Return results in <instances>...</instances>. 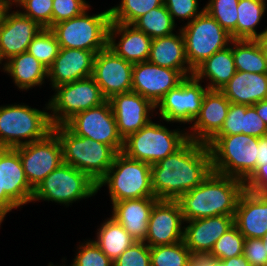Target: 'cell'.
I'll return each mask as SVG.
<instances>
[{"instance_id": "836d02e7", "label": "cell", "mask_w": 267, "mask_h": 266, "mask_svg": "<svg viewBox=\"0 0 267 266\" xmlns=\"http://www.w3.org/2000/svg\"><path fill=\"white\" fill-rule=\"evenodd\" d=\"M132 25L151 39L171 35L177 27L164 4L142 15Z\"/></svg>"}, {"instance_id": "7dc6e473", "label": "cell", "mask_w": 267, "mask_h": 266, "mask_svg": "<svg viewBox=\"0 0 267 266\" xmlns=\"http://www.w3.org/2000/svg\"><path fill=\"white\" fill-rule=\"evenodd\" d=\"M242 134L257 138L267 135V124L258 116L253 105H249L244 113V130Z\"/></svg>"}, {"instance_id": "9a60e30c", "label": "cell", "mask_w": 267, "mask_h": 266, "mask_svg": "<svg viewBox=\"0 0 267 266\" xmlns=\"http://www.w3.org/2000/svg\"><path fill=\"white\" fill-rule=\"evenodd\" d=\"M133 66L108 46L96 53L92 77L107 100L132 91Z\"/></svg>"}, {"instance_id": "d590c367", "label": "cell", "mask_w": 267, "mask_h": 266, "mask_svg": "<svg viewBox=\"0 0 267 266\" xmlns=\"http://www.w3.org/2000/svg\"><path fill=\"white\" fill-rule=\"evenodd\" d=\"M59 49L53 31L50 28H42L29 44L27 52L48 69L58 56Z\"/></svg>"}, {"instance_id": "277c9868", "label": "cell", "mask_w": 267, "mask_h": 266, "mask_svg": "<svg viewBox=\"0 0 267 266\" xmlns=\"http://www.w3.org/2000/svg\"><path fill=\"white\" fill-rule=\"evenodd\" d=\"M44 109L41 111L24 103L0 106V148H16L36 142L52 132L47 112L49 103Z\"/></svg>"}, {"instance_id": "ee69618b", "label": "cell", "mask_w": 267, "mask_h": 266, "mask_svg": "<svg viewBox=\"0 0 267 266\" xmlns=\"http://www.w3.org/2000/svg\"><path fill=\"white\" fill-rule=\"evenodd\" d=\"M163 1L174 22V18L177 17L179 19H183L182 21L187 20V23H189L204 11V7L199 11L200 8L198 0Z\"/></svg>"}, {"instance_id": "d6a6232c", "label": "cell", "mask_w": 267, "mask_h": 266, "mask_svg": "<svg viewBox=\"0 0 267 266\" xmlns=\"http://www.w3.org/2000/svg\"><path fill=\"white\" fill-rule=\"evenodd\" d=\"M236 71L267 73V60L256 40H232Z\"/></svg>"}, {"instance_id": "3957f363", "label": "cell", "mask_w": 267, "mask_h": 266, "mask_svg": "<svg viewBox=\"0 0 267 266\" xmlns=\"http://www.w3.org/2000/svg\"><path fill=\"white\" fill-rule=\"evenodd\" d=\"M212 171L244 182L257 169L259 138L245 135L214 136L206 144Z\"/></svg>"}, {"instance_id": "f546056e", "label": "cell", "mask_w": 267, "mask_h": 266, "mask_svg": "<svg viewBox=\"0 0 267 266\" xmlns=\"http://www.w3.org/2000/svg\"><path fill=\"white\" fill-rule=\"evenodd\" d=\"M3 70L12 77L15 86L23 91L43 85L48 69L33 55L24 52L4 62Z\"/></svg>"}, {"instance_id": "7402d4cb", "label": "cell", "mask_w": 267, "mask_h": 266, "mask_svg": "<svg viewBox=\"0 0 267 266\" xmlns=\"http://www.w3.org/2000/svg\"><path fill=\"white\" fill-rule=\"evenodd\" d=\"M151 43L152 39L134 25L110 22L108 47L126 61L132 64L148 61Z\"/></svg>"}, {"instance_id": "9f6ffc18", "label": "cell", "mask_w": 267, "mask_h": 266, "mask_svg": "<svg viewBox=\"0 0 267 266\" xmlns=\"http://www.w3.org/2000/svg\"><path fill=\"white\" fill-rule=\"evenodd\" d=\"M8 7L9 5L6 3L5 0H0V22L2 21L3 15Z\"/></svg>"}, {"instance_id": "4dcf8cb0", "label": "cell", "mask_w": 267, "mask_h": 266, "mask_svg": "<svg viewBox=\"0 0 267 266\" xmlns=\"http://www.w3.org/2000/svg\"><path fill=\"white\" fill-rule=\"evenodd\" d=\"M97 230V238L93 241L112 261L136 242V239L112 217L107 218Z\"/></svg>"}, {"instance_id": "5bb4252c", "label": "cell", "mask_w": 267, "mask_h": 266, "mask_svg": "<svg viewBox=\"0 0 267 266\" xmlns=\"http://www.w3.org/2000/svg\"><path fill=\"white\" fill-rule=\"evenodd\" d=\"M15 149L19 153L27 181L33 189L63 164L62 145L53 131L42 140Z\"/></svg>"}, {"instance_id": "7bdbcfd3", "label": "cell", "mask_w": 267, "mask_h": 266, "mask_svg": "<svg viewBox=\"0 0 267 266\" xmlns=\"http://www.w3.org/2000/svg\"><path fill=\"white\" fill-rule=\"evenodd\" d=\"M52 6L53 26L80 15L90 4L86 0H53Z\"/></svg>"}, {"instance_id": "cb8c5ba5", "label": "cell", "mask_w": 267, "mask_h": 266, "mask_svg": "<svg viewBox=\"0 0 267 266\" xmlns=\"http://www.w3.org/2000/svg\"><path fill=\"white\" fill-rule=\"evenodd\" d=\"M184 224L186 247L192 252H211L215 242L234 225V215L194 219Z\"/></svg>"}, {"instance_id": "ab89813d", "label": "cell", "mask_w": 267, "mask_h": 266, "mask_svg": "<svg viewBox=\"0 0 267 266\" xmlns=\"http://www.w3.org/2000/svg\"><path fill=\"white\" fill-rule=\"evenodd\" d=\"M53 0H20L16 7L23 9V15L36 21L43 28L52 27Z\"/></svg>"}, {"instance_id": "ac0fdd59", "label": "cell", "mask_w": 267, "mask_h": 266, "mask_svg": "<svg viewBox=\"0 0 267 266\" xmlns=\"http://www.w3.org/2000/svg\"><path fill=\"white\" fill-rule=\"evenodd\" d=\"M9 6L0 22V62L27 52L28 46L43 28L36 21L23 15L20 10L10 11Z\"/></svg>"}, {"instance_id": "83f0119b", "label": "cell", "mask_w": 267, "mask_h": 266, "mask_svg": "<svg viewBox=\"0 0 267 266\" xmlns=\"http://www.w3.org/2000/svg\"><path fill=\"white\" fill-rule=\"evenodd\" d=\"M220 91L230 103L254 105L267 99V73L236 71Z\"/></svg>"}, {"instance_id": "e0dca14e", "label": "cell", "mask_w": 267, "mask_h": 266, "mask_svg": "<svg viewBox=\"0 0 267 266\" xmlns=\"http://www.w3.org/2000/svg\"><path fill=\"white\" fill-rule=\"evenodd\" d=\"M183 224V214L176 200H158L151 211L144 242L150 247L178 243L184 238Z\"/></svg>"}, {"instance_id": "5b68a950", "label": "cell", "mask_w": 267, "mask_h": 266, "mask_svg": "<svg viewBox=\"0 0 267 266\" xmlns=\"http://www.w3.org/2000/svg\"><path fill=\"white\" fill-rule=\"evenodd\" d=\"M52 131L62 145L63 163L87 174L98 183L110 169L117 154L110 146L74 134L65 124Z\"/></svg>"}, {"instance_id": "1f68e13d", "label": "cell", "mask_w": 267, "mask_h": 266, "mask_svg": "<svg viewBox=\"0 0 267 266\" xmlns=\"http://www.w3.org/2000/svg\"><path fill=\"white\" fill-rule=\"evenodd\" d=\"M267 4L259 0H239L237 6L236 40H256L261 32H257L267 9Z\"/></svg>"}, {"instance_id": "4fadbf2b", "label": "cell", "mask_w": 267, "mask_h": 266, "mask_svg": "<svg viewBox=\"0 0 267 266\" xmlns=\"http://www.w3.org/2000/svg\"><path fill=\"white\" fill-rule=\"evenodd\" d=\"M208 88L201 85L193 75L186 77L171 89L156 105L161 120L165 122L193 123L199 115L204 94Z\"/></svg>"}, {"instance_id": "f5cc1de1", "label": "cell", "mask_w": 267, "mask_h": 266, "mask_svg": "<svg viewBox=\"0 0 267 266\" xmlns=\"http://www.w3.org/2000/svg\"><path fill=\"white\" fill-rule=\"evenodd\" d=\"M219 266H251L244 255L219 261Z\"/></svg>"}, {"instance_id": "8992f818", "label": "cell", "mask_w": 267, "mask_h": 266, "mask_svg": "<svg viewBox=\"0 0 267 266\" xmlns=\"http://www.w3.org/2000/svg\"><path fill=\"white\" fill-rule=\"evenodd\" d=\"M111 203L123 200L156 198L151 186V165L117 153L106 175L97 183V191L106 186Z\"/></svg>"}, {"instance_id": "816d5d0a", "label": "cell", "mask_w": 267, "mask_h": 266, "mask_svg": "<svg viewBox=\"0 0 267 266\" xmlns=\"http://www.w3.org/2000/svg\"><path fill=\"white\" fill-rule=\"evenodd\" d=\"M267 164V135L259 138L257 167Z\"/></svg>"}, {"instance_id": "e575fe53", "label": "cell", "mask_w": 267, "mask_h": 266, "mask_svg": "<svg viewBox=\"0 0 267 266\" xmlns=\"http://www.w3.org/2000/svg\"><path fill=\"white\" fill-rule=\"evenodd\" d=\"M164 4L163 0H121L109 8L111 22L133 24L139 17Z\"/></svg>"}, {"instance_id": "91938a15", "label": "cell", "mask_w": 267, "mask_h": 266, "mask_svg": "<svg viewBox=\"0 0 267 266\" xmlns=\"http://www.w3.org/2000/svg\"><path fill=\"white\" fill-rule=\"evenodd\" d=\"M48 266H55L52 262H50L49 263V265ZM57 266V265H56ZM59 266V265H58ZM61 266H63V265H61ZM65 266V265H64ZM69 266V265H68ZM71 266V265H70Z\"/></svg>"}, {"instance_id": "d6986e66", "label": "cell", "mask_w": 267, "mask_h": 266, "mask_svg": "<svg viewBox=\"0 0 267 266\" xmlns=\"http://www.w3.org/2000/svg\"><path fill=\"white\" fill-rule=\"evenodd\" d=\"M108 101L123 140L152 121L150 115L156 110L150 100L132 91L113 95Z\"/></svg>"}, {"instance_id": "d4e9b609", "label": "cell", "mask_w": 267, "mask_h": 266, "mask_svg": "<svg viewBox=\"0 0 267 266\" xmlns=\"http://www.w3.org/2000/svg\"><path fill=\"white\" fill-rule=\"evenodd\" d=\"M234 225L248 238H263L267 233V198L244 190L234 214Z\"/></svg>"}, {"instance_id": "9c48e42d", "label": "cell", "mask_w": 267, "mask_h": 266, "mask_svg": "<svg viewBox=\"0 0 267 266\" xmlns=\"http://www.w3.org/2000/svg\"><path fill=\"white\" fill-rule=\"evenodd\" d=\"M97 193V183L87 174L63 163L34 189L32 202L54 201L67 207Z\"/></svg>"}, {"instance_id": "7a4b0ae2", "label": "cell", "mask_w": 267, "mask_h": 266, "mask_svg": "<svg viewBox=\"0 0 267 266\" xmlns=\"http://www.w3.org/2000/svg\"><path fill=\"white\" fill-rule=\"evenodd\" d=\"M244 181L212 171L201 184L176 201L185 221L219 215H234Z\"/></svg>"}, {"instance_id": "11a10c76", "label": "cell", "mask_w": 267, "mask_h": 266, "mask_svg": "<svg viewBox=\"0 0 267 266\" xmlns=\"http://www.w3.org/2000/svg\"><path fill=\"white\" fill-rule=\"evenodd\" d=\"M256 41L259 44L265 59L267 60V27L263 30L261 35H259Z\"/></svg>"}, {"instance_id": "52a82bcc", "label": "cell", "mask_w": 267, "mask_h": 266, "mask_svg": "<svg viewBox=\"0 0 267 266\" xmlns=\"http://www.w3.org/2000/svg\"><path fill=\"white\" fill-rule=\"evenodd\" d=\"M89 8L90 6L80 15L50 28L56 35L60 48L90 50L96 54L108 46L110 10L89 15Z\"/></svg>"}, {"instance_id": "44dd1931", "label": "cell", "mask_w": 267, "mask_h": 266, "mask_svg": "<svg viewBox=\"0 0 267 266\" xmlns=\"http://www.w3.org/2000/svg\"><path fill=\"white\" fill-rule=\"evenodd\" d=\"M95 53L90 50L60 48L47 70L52 90L60 85L91 77Z\"/></svg>"}, {"instance_id": "6f0895ef", "label": "cell", "mask_w": 267, "mask_h": 266, "mask_svg": "<svg viewBox=\"0 0 267 266\" xmlns=\"http://www.w3.org/2000/svg\"><path fill=\"white\" fill-rule=\"evenodd\" d=\"M6 1V3L9 5V6H13L14 5V3L16 4L18 1H20V0H5Z\"/></svg>"}, {"instance_id": "6da1fadb", "label": "cell", "mask_w": 267, "mask_h": 266, "mask_svg": "<svg viewBox=\"0 0 267 266\" xmlns=\"http://www.w3.org/2000/svg\"><path fill=\"white\" fill-rule=\"evenodd\" d=\"M212 172L211 152L205 143L188 139L178 150L151 165V186L158 200H177Z\"/></svg>"}, {"instance_id": "4316f807", "label": "cell", "mask_w": 267, "mask_h": 266, "mask_svg": "<svg viewBox=\"0 0 267 266\" xmlns=\"http://www.w3.org/2000/svg\"><path fill=\"white\" fill-rule=\"evenodd\" d=\"M173 33L168 36L152 39L148 61L157 66L179 70L185 77L193 75L189 67L183 35Z\"/></svg>"}, {"instance_id": "bcb514c9", "label": "cell", "mask_w": 267, "mask_h": 266, "mask_svg": "<svg viewBox=\"0 0 267 266\" xmlns=\"http://www.w3.org/2000/svg\"><path fill=\"white\" fill-rule=\"evenodd\" d=\"M243 255L251 266H267V249L262 238L245 239Z\"/></svg>"}, {"instance_id": "681fc988", "label": "cell", "mask_w": 267, "mask_h": 266, "mask_svg": "<svg viewBox=\"0 0 267 266\" xmlns=\"http://www.w3.org/2000/svg\"><path fill=\"white\" fill-rule=\"evenodd\" d=\"M188 266H219V260L211 252L190 251Z\"/></svg>"}, {"instance_id": "60d3db41", "label": "cell", "mask_w": 267, "mask_h": 266, "mask_svg": "<svg viewBox=\"0 0 267 266\" xmlns=\"http://www.w3.org/2000/svg\"><path fill=\"white\" fill-rule=\"evenodd\" d=\"M86 242V243H85ZM79 247L71 266H113V261L93 240H87Z\"/></svg>"}, {"instance_id": "30bf717a", "label": "cell", "mask_w": 267, "mask_h": 266, "mask_svg": "<svg viewBox=\"0 0 267 266\" xmlns=\"http://www.w3.org/2000/svg\"><path fill=\"white\" fill-rule=\"evenodd\" d=\"M189 67L194 70L215 52L230 45L231 35L205 10L180 28Z\"/></svg>"}, {"instance_id": "f35d334b", "label": "cell", "mask_w": 267, "mask_h": 266, "mask_svg": "<svg viewBox=\"0 0 267 266\" xmlns=\"http://www.w3.org/2000/svg\"><path fill=\"white\" fill-rule=\"evenodd\" d=\"M245 238L233 225L216 242L211 253L219 260L243 255Z\"/></svg>"}, {"instance_id": "2e32d148", "label": "cell", "mask_w": 267, "mask_h": 266, "mask_svg": "<svg viewBox=\"0 0 267 266\" xmlns=\"http://www.w3.org/2000/svg\"><path fill=\"white\" fill-rule=\"evenodd\" d=\"M186 77L175 69L157 66L149 61L136 63L132 70V92L150 100L155 106Z\"/></svg>"}, {"instance_id": "74e56055", "label": "cell", "mask_w": 267, "mask_h": 266, "mask_svg": "<svg viewBox=\"0 0 267 266\" xmlns=\"http://www.w3.org/2000/svg\"><path fill=\"white\" fill-rule=\"evenodd\" d=\"M239 0H208L204 10L212 16L231 38L236 40L237 6Z\"/></svg>"}, {"instance_id": "c3c4849f", "label": "cell", "mask_w": 267, "mask_h": 266, "mask_svg": "<svg viewBox=\"0 0 267 266\" xmlns=\"http://www.w3.org/2000/svg\"><path fill=\"white\" fill-rule=\"evenodd\" d=\"M244 184L246 190L267 198V164L258 166Z\"/></svg>"}, {"instance_id": "7c38bea8", "label": "cell", "mask_w": 267, "mask_h": 266, "mask_svg": "<svg viewBox=\"0 0 267 266\" xmlns=\"http://www.w3.org/2000/svg\"><path fill=\"white\" fill-rule=\"evenodd\" d=\"M65 125L74 134L106 144L116 153L123 150L124 140L118 133L116 119L108 100L75 114Z\"/></svg>"}, {"instance_id": "8d00e7d4", "label": "cell", "mask_w": 267, "mask_h": 266, "mask_svg": "<svg viewBox=\"0 0 267 266\" xmlns=\"http://www.w3.org/2000/svg\"><path fill=\"white\" fill-rule=\"evenodd\" d=\"M190 250L184 240L172 244L150 247L151 266H188Z\"/></svg>"}, {"instance_id": "680465c9", "label": "cell", "mask_w": 267, "mask_h": 266, "mask_svg": "<svg viewBox=\"0 0 267 266\" xmlns=\"http://www.w3.org/2000/svg\"><path fill=\"white\" fill-rule=\"evenodd\" d=\"M262 242H263L264 245H266V249H267V233L262 238Z\"/></svg>"}, {"instance_id": "f907efd6", "label": "cell", "mask_w": 267, "mask_h": 266, "mask_svg": "<svg viewBox=\"0 0 267 266\" xmlns=\"http://www.w3.org/2000/svg\"><path fill=\"white\" fill-rule=\"evenodd\" d=\"M20 208L6 193H1V180H0V226L7 213L12 209Z\"/></svg>"}, {"instance_id": "8fae6325", "label": "cell", "mask_w": 267, "mask_h": 266, "mask_svg": "<svg viewBox=\"0 0 267 266\" xmlns=\"http://www.w3.org/2000/svg\"><path fill=\"white\" fill-rule=\"evenodd\" d=\"M53 90L54 95L48 101L52 126L63 125L75 114L107 100L92 76L57 86Z\"/></svg>"}, {"instance_id": "db71d44e", "label": "cell", "mask_w": 267, "mask_h": 266, "mask_svg": "<svg viewBox=\"0 0 267 266\" xmlns=\"http://www.w3.org/2000/svg\"><path fill=\"white\" fill-rule=\"evenodd\" d=\"M258 116L267 124V99L257 102L253 105Z\"/></svg>"}, {"instance_id": "ffe728a7", "label": "cell", "mask_w": 267, "mask_h": 266, "mask_svg": "<svg viewBox=\"0 0 267 266\" xmlns=\"http://www.w3.org/2000/svg\"><path fill=\"white\" fill-rule=\"evenodd\" d=\"M229 106L230 101L220 90H207L188 139L207 144L222 128Z\"/></svg>"}, {"instance_id": "f6af8a7d", "label": "cell", "mask_w": 267, "mask_h": 266, "mask_svg": "<svg viewBox=\"0 0 267 266\" xmlns=\"http://www.w3.org/2000/svg\"><path fill=\"white\" fill-rule=\"evenodd\" d=\"M249 105L230 103L223 126L215 136L237 135L244 130V113Z\"/></svg>"}, {"instance_id": "603a6c76", "label": "cell", "mask_w": 267, "mask_h": 266, "mask_svg": "<svg viewBox=\"0 0 267 266\" xmlns=\"http://www.w3.org/2000/svg\"><path fill=\"white\" fill-rule=\"evenodd\" d=\"M1 193H6L19 207L32 202L34 189L24 173L15 148H0Z\"/></svg>"}, {"instance_id": "f1b7e54d", "label": "cell", "mask_w": 267, "mask_h": 266, "mask_svg": "<svg viewBox=\"0 0 267 266\" xmlns=\"http://www.w3.org/2000/svg\"><path fill=\"white\" fill-rule=\"evenodd\" d=\"M232 41L226 48L215 52L193 70V76L203 82L207 79L208 90H221L235 75Z\"/></svg>"}, {"instance_id": "484cf974", "label": "cell", "mask_w": 267, "mask_h": 266, "mask_svg": "<svg viewBox=\"0 0 267 266\" xmlns=\"http://www.w3.org/2000/svg\"><path fill=\"white\" fill-rule=\"evenodd\" d=\"M157 198H140L112 203V218L136 241H144L147 236V226L151 211Z\"/></svg>"}, {"instance_id": "ba28073f", "label": "cell", "mask_w": 267, "mask_h": 266, "mask_svg": "<svg viewBox=\"0 0 267 266\" xmlns=\"http://www.w3.org/2000/svg\"><path fill=\"white\" fill-rule=\"evenodd\" d=\"M188 132L179 128L172 131L161 123L150 121L124 139L122 153L130 159L153 165L178 150L188 140Z\"/></svg>"}, {"instance_id": "b9f144b4", "label": "cell", "mask_w": 267, "mask_h": 266, "mask_svg": "<svg viewBox=\"0 0 267 266\" xmlns=\"http://www.w3.org/2000/svg\"><path fill=\"white\" fill-rule=\"evenodd\" d=\"M113 266H151L150 246L144 241H136L113 261Z\"/></svg>"}]
</instances>
